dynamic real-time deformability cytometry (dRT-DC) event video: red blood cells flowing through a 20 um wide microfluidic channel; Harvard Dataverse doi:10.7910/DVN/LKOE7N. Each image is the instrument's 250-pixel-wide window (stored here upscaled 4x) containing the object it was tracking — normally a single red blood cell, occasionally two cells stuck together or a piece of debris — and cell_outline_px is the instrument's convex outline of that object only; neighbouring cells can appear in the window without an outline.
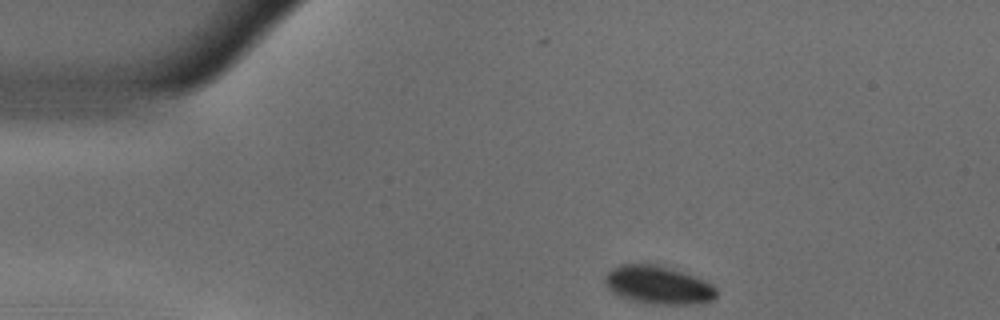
{"species": "common noctule bat (a hibernating species)", "species_latin": "Nyctalus noctula", "temperature_condition": "warm", "stored_images_in_passage": 47, "camera_frame_rate_fps": 3000, "um_per_image_px": 0.085, "animal": {"sex": "male", "body_mass_g": 18.8}, "frame": {"image": 1, "passage_image": 1, "time_ms": 0.0, "image_size_px": [1000, 320], "cell_outline_px": [[716, 296], [712, 300], [700, 304], [652, 304], [628, 300], [612, 292], [604, 284], [604, 276], [612, 268], [620, 264], [656, 264], [696, 276], [712, 284], [716, 288]], "centroid_in_image_um": [55.93, 24.23], "position_along_channel_um": 29.1, "area_um2": 25.03}}
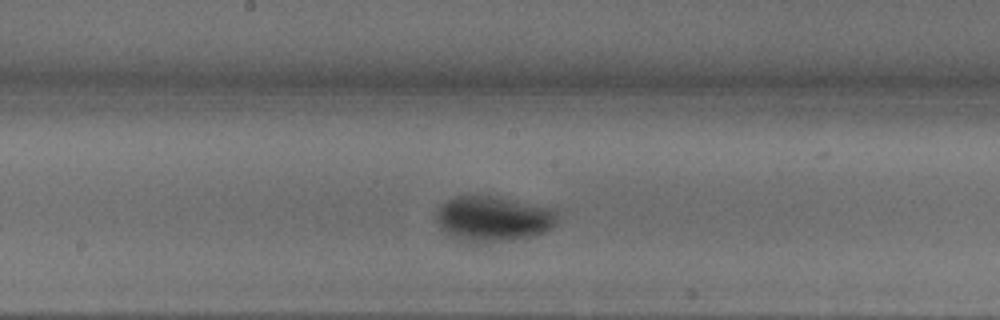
{"frame": {"image": 2, "passage_image": 20, "time_ms": 6.333, "image_size_px": [1000, 320], "cell_outline_px": [[556, 224], [552, 228], [544, 232], [532, 236], [512, 240], [480, 244], [468, 244], [452, 236], [440, 228], [436, 220], [436, 208], [440, 204], [456, 196], [500, 196], [556, 208]], "centroid_in_image_um": [41.92, 18.6], "position_along_channel_um": 206.3, "area_um2": 32.83}}
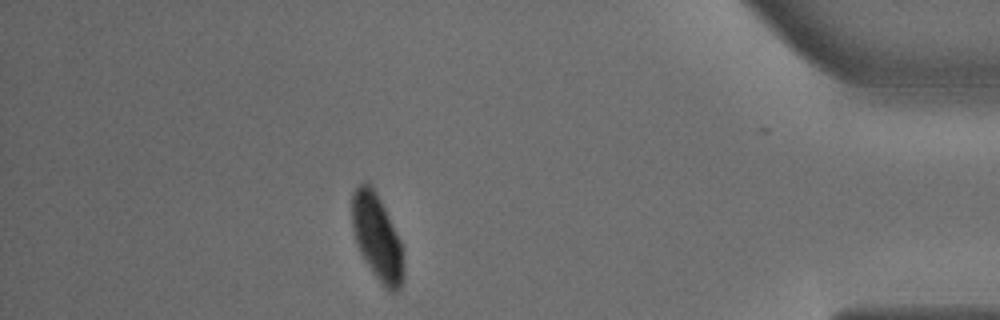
{"frame": {"image": 3, "passage_image": 40, "time_ms": 13.0, "image_size_px": [1000, 320], "cell_outline_px": [[404, 280], [400, 288], [396, 292], [392, 292], [372, 272], [360, 252], [356, 244], [352, 228], [352, 192], [364, 180], [368, 180], [372, 184], [400, 240], [404, 268]], "centroid_in_image_um": [32.04, 20.14], "position_along_channel_um": 403.2, "area_um2": 25.66}}